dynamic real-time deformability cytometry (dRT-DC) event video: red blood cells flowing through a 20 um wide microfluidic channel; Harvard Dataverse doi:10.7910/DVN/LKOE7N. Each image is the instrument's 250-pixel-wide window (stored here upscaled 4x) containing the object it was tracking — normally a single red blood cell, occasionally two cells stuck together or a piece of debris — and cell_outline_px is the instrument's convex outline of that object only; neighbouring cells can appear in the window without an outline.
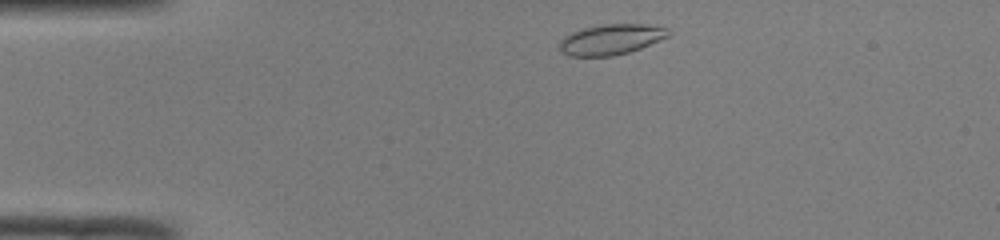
{"species": "common noctule bat (a hibernating species)", "species_latin": "Nyctalus noctula", "temperature_condition": "room temperature", "stored_images_in_passage": 41, "camera_frame_rate_fps": 3000, "um_per_image_px": 0.085, "animal": {"sex": "male", "body_mass_g": 19.0, "forearm_length_mm": 50.8}, "frame": {"image": 1, "passage_image": 2, "time_ms": 0.333, "image_size_px": [1000, 240], "cell_outline_px": [[672, 32], [668, 36], [660, 40], [640, 48], [628, 52], [612, 56], [568, 56], [560, 52], [560, 40], [564, 36], [580, 28], [604, 24], [644, 24], [668, 28]], "centroid_in_image_um": [51.92, 3.35], "position_along_channel_um": 33.1, "area_um2": 19.42}}
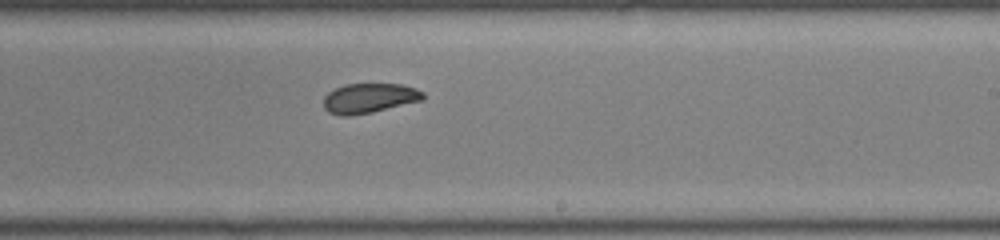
{"frame": {"image": 2, "passage_image": 22, "time_ms": 7.0, "image_size_px": [1000, 240], "cell_outline_px": [[424, 96], [420, 100], [372, 112], [348, 116], [344, 116], [328, 112], [324, 108], [324, 96], [328, 92], [344, 84], [400, 84], [416, 88], [424, 92]], "centroid_in_image_um": [31.35, 8.33], "position_along_channel_um": 257.7, "area_um2": 17.05}}
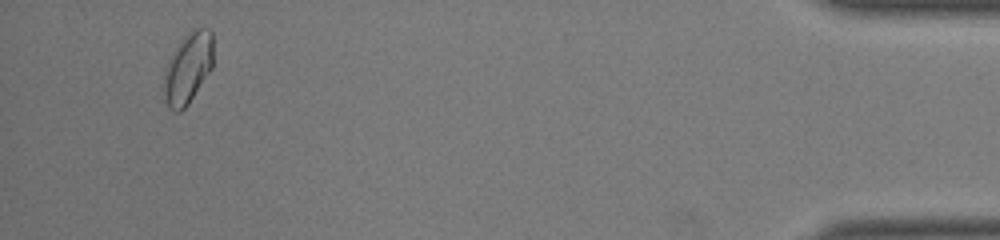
{"frame": {"image": 3, "passage_image": 39, "time_ms": 12.667, "image_size_px": [1000, 240], "cell_outline_px": [[212, 68], [188, 104], [180, 112], [176, 112], [168, 108], [164, 100], [164, 72], [168, 60], [172, 52], [180, 40], [192, 28], [208, 28], [212, 32]], "centroid_in_image_um": [15.95, 5.78], "position_along_channel_um": 419.2, "area_um2": 20.52}, "authors_computed_cell_mechanics": {"area_um2": 18.4382, "velocity_mm_per_s": 4.1029, "shape_relaxation_time_tau1_ms": 5.1509, "shape_relaxation_time_tau2_ms": 1.6027, "deformation_change_tau1": 0.0963, "deformation_change_tau2": 0.0389}}